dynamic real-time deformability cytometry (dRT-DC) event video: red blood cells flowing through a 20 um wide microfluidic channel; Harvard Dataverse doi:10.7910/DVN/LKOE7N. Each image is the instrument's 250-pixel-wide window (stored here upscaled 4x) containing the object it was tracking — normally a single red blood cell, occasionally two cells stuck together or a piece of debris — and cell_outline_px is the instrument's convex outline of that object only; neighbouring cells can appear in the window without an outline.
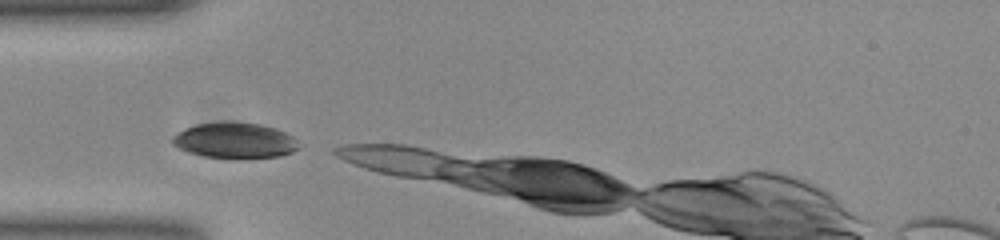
{"species": "common noctule bat (a hibernating species)", "species_latin": "Nyctalus noctula", "temperature_condition": "room temperature", "stored_images_in_passage": 3, "camera_frame_rate_fps": 3000, "um_per_image_px": 0.085, "animal": {"sex": "female", "body_mass_g": 23.0, "forearm_length_mm": 53.4}, "frame": {"image": 1, "passage_image": 1, "time_ms": 0.0, "image_size_px": [1000, 240], "cell_outline_px": [[300, 148], [292, 152], [280, 156], [204, 156], [188, 152], [172, 144], [172, 136], [196, 124], [228, 120], [260, 124], [276, 128], [292, 136], [296, 140]], "centroid_in_image_um": [19.96, 11.89], "position_along_channel_um": 65.0, "area_um2": 25.66}}